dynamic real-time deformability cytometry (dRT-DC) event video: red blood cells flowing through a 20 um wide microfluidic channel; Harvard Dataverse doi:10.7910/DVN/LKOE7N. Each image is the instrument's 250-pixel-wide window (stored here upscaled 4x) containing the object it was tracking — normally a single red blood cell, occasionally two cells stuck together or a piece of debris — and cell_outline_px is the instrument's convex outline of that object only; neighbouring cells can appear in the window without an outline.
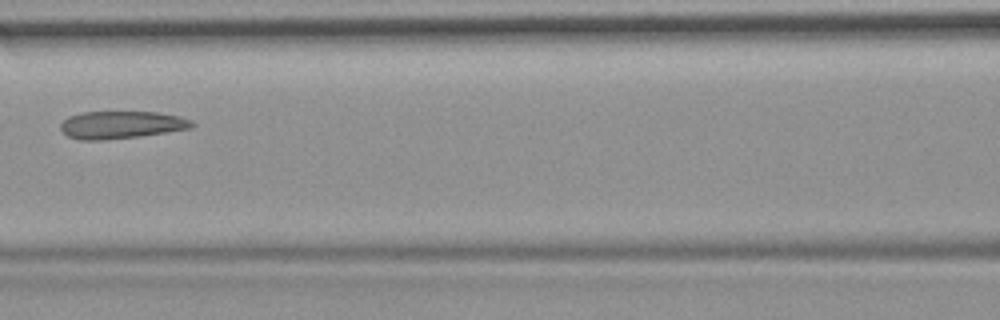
{"species": "common noctule bat (a hibernating species)", "species_latin": "Nyctalus noctula", "temperature_condition": "room temperature", "stored_images_in_passage": 5, "camera_frame_rate_fps": 3000, "um_per_image_px": 0.085, "animal": {"sex": "female", "body_mass_g": 19.9}, "frame": {"image": 1, "passage_image": 5, "time_ms": 4.667, "image_size_px": [1000, 320], "cell_outline_px": [[196, 124], [192, 128], [140, 136], [100, 140], [80, 140], [68, 136], [60, 128], [60, 124], [68, 116], [80, 112], [156, 112], [180, 116], [192, 120]], "centroid_in_image_um": [10.32, 10.6], "position_along_channel_um": 156.3, "area_um2": 21.1}}